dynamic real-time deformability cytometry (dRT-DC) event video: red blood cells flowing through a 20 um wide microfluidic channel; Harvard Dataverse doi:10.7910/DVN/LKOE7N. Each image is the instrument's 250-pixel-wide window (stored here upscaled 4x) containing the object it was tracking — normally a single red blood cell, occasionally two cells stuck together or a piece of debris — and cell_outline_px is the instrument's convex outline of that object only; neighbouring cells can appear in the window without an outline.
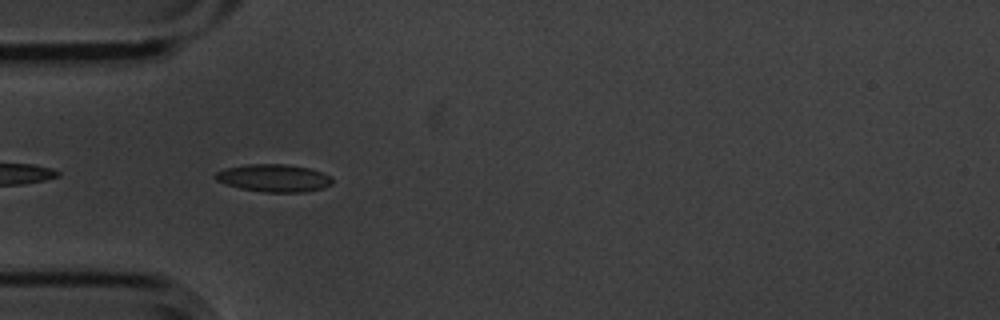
{"species": "common noctule bat (a hibernating species)", "species_latin": "Nyctalus noctula", "temperature_condition": "cold", "stored_images_in_passage": 4, "camera_frame_rate_fps": 3000, "um_per_image_px": 0.085, "animal": {"sex": "male", "body_mass_g": 20.1, "forearm_length_mm": 53.5}, "frame": {"image": 1, "passage_image": 4, "time_ms": 1.0, "image_size_px": [1000, 320], "cell_outline_px": [[332, 184], [324, 188], [304, 192], [264, 192], [240, 188], [216, 180], [212, 176], [216, 172], [224, 168], [248, 164], [284, 164], [308, 168], [332, 176]], "centroid_in_image_um": [23.27, 15.13], "position_along_channel_um": 61.7, "area_um2": 18.79}}